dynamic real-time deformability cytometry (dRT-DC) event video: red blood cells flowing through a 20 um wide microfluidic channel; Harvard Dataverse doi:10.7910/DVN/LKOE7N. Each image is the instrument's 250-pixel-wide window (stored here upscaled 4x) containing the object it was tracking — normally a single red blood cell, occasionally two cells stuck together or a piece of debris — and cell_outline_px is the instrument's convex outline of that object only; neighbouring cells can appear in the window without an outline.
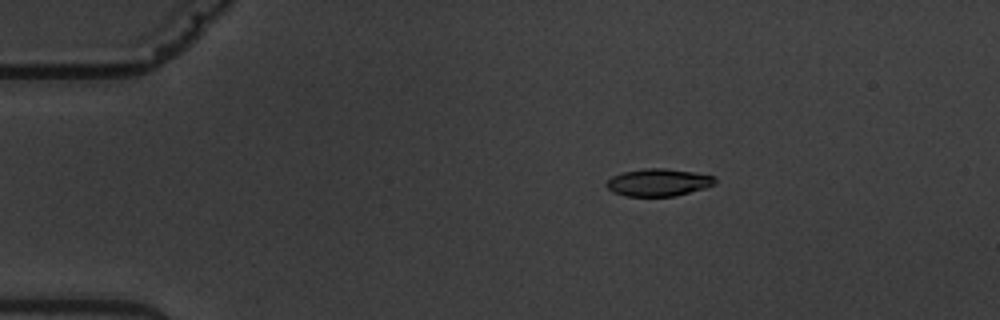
{"species": "common noctule bat (a hibernating species)", "species_latin": "Nyctalus noctula", "temperature_condition": "warm", "stored_images_in_passage": 4, "camera_frame_rate_fps": 3000, "um_per_image_px": 0.085, "animal": {"sex": "male", "body_mass_g": 19.5, "forearm_length_mm": 54.6}, "frame": {"image": 1, "passage_image": 1, "time_ms": 0.0, "image_size_px": [1000, 320], "cell_outline_px": [[716, 184], [708, 188], [676, 196], [624, 196], [612, 192], [608, 188], [608, 180], [612, 176], [624, 172], [648, 168], [664, 168], [692, 172], [716, 176]], "centroid_in_image_um": [56.03, 15.52], "position_along_channel_um": 29.0, "area_um2": 17.4}}
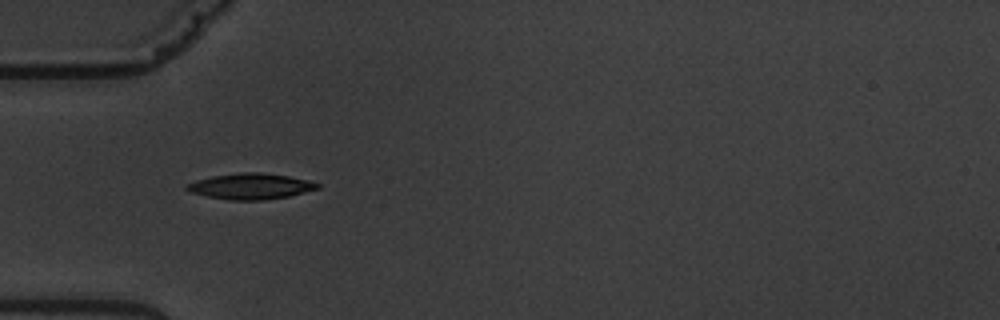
{"frame": {"image": 2, "passage_image": 3, "time_ms": 2.667, "image_size_px": [1000, 320], "cell_outline_px": [[320, 188], [288, 196], [260, 200], [228, 200], [188, 192], [184, 188], [184, 184], [196, 180], [212, 176], [240, 172], [260, 172], [288, 176], [308, 180], [320, 184]], "centroid_in_image_um": [21.25, 15.83], "position_along_channel_um": 63.8, "area_um2": 19.71}}
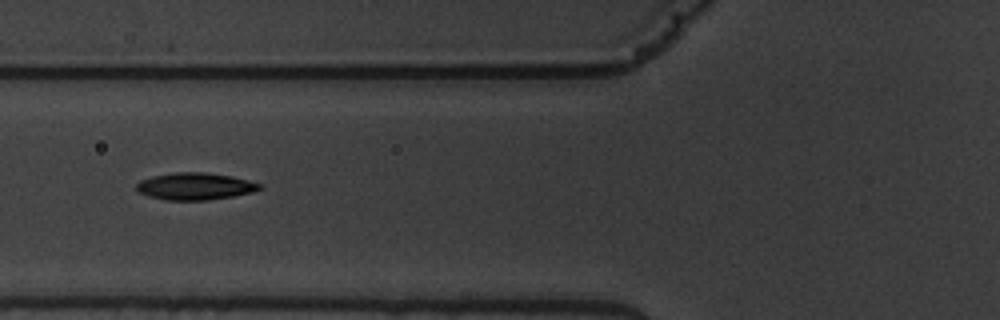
{"frame": {"image": 3, "passage_image": 4, "time_ms": 4.0, "image_size_px": [1000, 320], "cell_outline_px": [[264, 188], [252, 192], [232, 196], [208, 200], [164, 200], [148, 196], [140, 192], [136, 188], [136, 184], [140, 180], [152, 176], [176, 172], [204, 172], [232, 176], [248, 180], [260, 184]], "centroid_in_image_um": [16.57, 15.83], "position_along_channel_um": 109.2, "area_um2": 19.42}}